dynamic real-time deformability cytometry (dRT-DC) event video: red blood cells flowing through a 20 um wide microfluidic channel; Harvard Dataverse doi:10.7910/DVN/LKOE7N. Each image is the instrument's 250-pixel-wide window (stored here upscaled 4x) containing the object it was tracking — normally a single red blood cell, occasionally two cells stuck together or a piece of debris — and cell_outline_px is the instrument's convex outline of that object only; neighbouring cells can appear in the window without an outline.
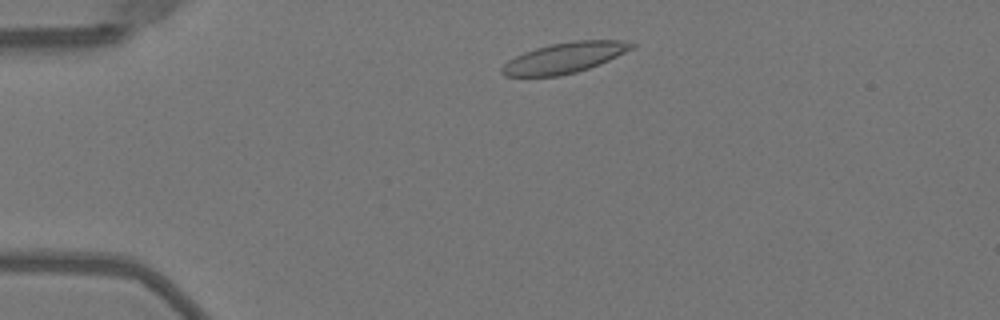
{"species": "Egyptian fruit bat (a non-hibernating species)", "species_latin": "Rousettus aegyptiacus", "temperature_condition": "warm", "stored_images_in_passage": 43, "camera_frame_rate_fps": 3000, "um_per_image_px": 0.085, "animal": {"sex": "female"}, "frame": {"image": 1, "passage_image": 3, "time_ms": 0.667, "image_size_px": [1000, 320], "cell_outline_px": [[636, 44], [632, 48], [608, 60], [588, 68], [576, 72], [560, 76], [504, 76], [500, 72], [500, 68], [508, 60], [524, 52], [536, 48], [552, 44], [576, 40], [620, 40]], "centroid_in_image_um": [47.93, 4.92], "position_along_channel_um": 37.1, "area_um2": 22.77}}
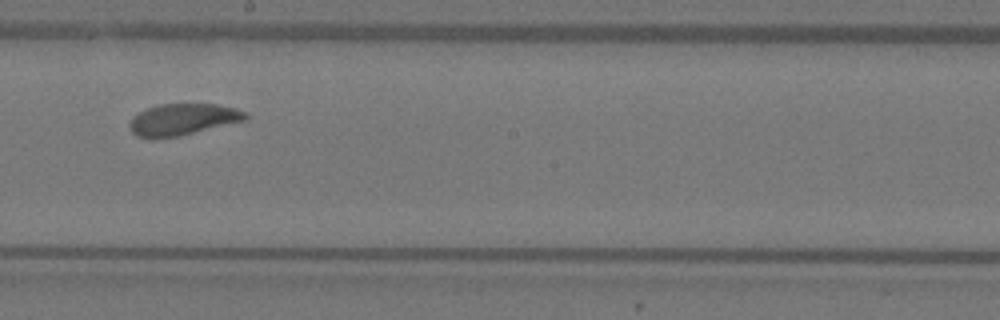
{"frame": {"image": 2, "passage_image": 21, "time_ms": 6.667, "image_size_px": [1000, 320], "cell_outline_px": [[248, 120], [176, 136], [156, 140], [148, 140], [136, 136], [132, 132], [128, 124], [140, 112], [148, 108], [160, 104], [216, 104], [248, 112]], "centroid_in_image_um": [15.53, 10.18], "position_along_channel_um": 232.7, "area_um2": 21.33}}
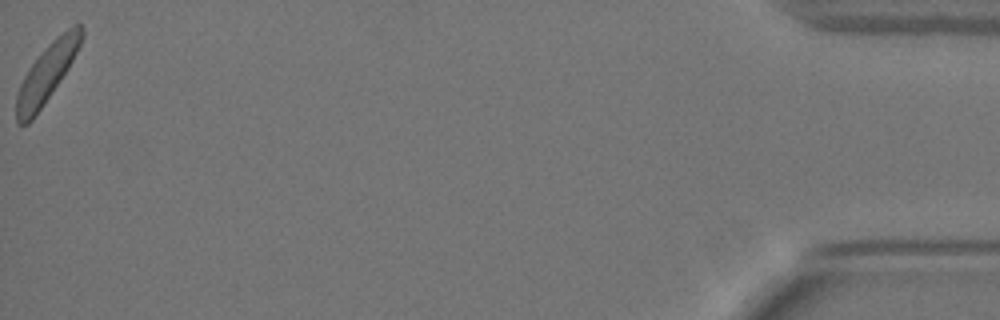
{"frame": {"image": 3, "passage_image": 43, "time_ms": 14.0, "image_size_px": [1000, 320], "cell_outline_px": [[84, 36], [68, 68], [60, 80], [32, 120], [28, 124], [16, 124], [16, 96], [20, 84], [28, 68], [44, 48], [56, 36], [68, 28], [76, 24], [80, 24], [84, 28]], "centroid_in_image_um": [3.96, 6.2], "position_along_channel_um": 431.2, "area_um2": 21.73}, "authors_computed_cell_mechanics": {"area_um2": 22.0796, "velocity_mm_per_s": 3.9861, "shape_relaxation_time_tau1_ms": 1.8102, "shape_relaxation_time_tau2_ms": 1.067, "deformation_change_tau1": 0.0933, "deformation_change_tau2": 0.0568}}